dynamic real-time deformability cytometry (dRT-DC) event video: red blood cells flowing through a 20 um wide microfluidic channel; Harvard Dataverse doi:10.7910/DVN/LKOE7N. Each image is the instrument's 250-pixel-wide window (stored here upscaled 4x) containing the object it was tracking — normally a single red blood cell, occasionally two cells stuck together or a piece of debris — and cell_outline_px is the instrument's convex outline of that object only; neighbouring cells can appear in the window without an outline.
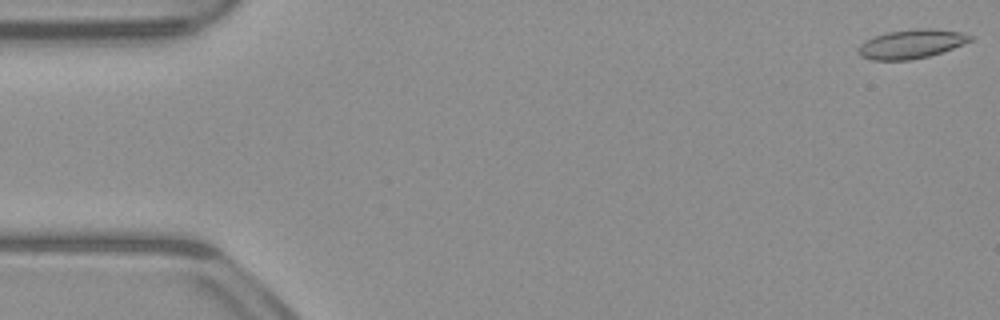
{"species": "common noctule bat (a hibernating species)", "species_latin": "Nyctalus noctula", "temperature_condition": "warm", "stored_images_in_passage": 52, "camera_frame_rate_fps": 3000, "um_per_image_px": 0.085, "animal": {"sex": "male", "body_mass_g": 23.1, "forearm_length_mm": 52.7}, "frame": {"image": 1, "passage_image": 1, "time_ms": 0.0, "image_size_px": [1000, 320], "cell_outline_px": [[972, 40], [964, 44], [928, 56], [908, 60], [872, 60], [860, 56], [856, 52], [856, 48], [860, 44], [872, 36], [888, 32], [916, 28], [936, 28], [964, 32], [972, 36]], "centroid_in_image_um": [77.44, 3.72], "position_along_channel_um": 7.6, "area_um2": 19.13}}
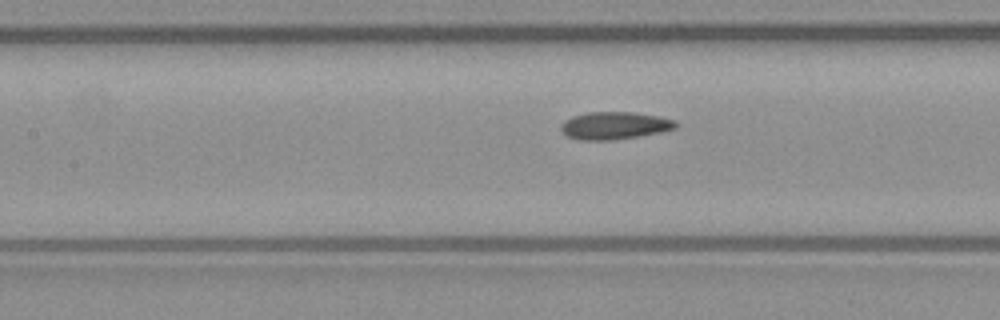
{"frame": {"image": 2, "passage_image": 23, "time_ms": 7.333, "image_size_px": [1000, 320], "cell_outline_px": [[680, 124], [676, 128], [660, 132], [612, 140], [580, 140], [568, 136], [560, 128], [560, 124], [564, 120], [572, 116], [588, 112], [632, 112], [660, 116], [676, 120]], "centroid_in_image_um": [52.25, 10.66], "position_along_channel_um": 155.1, "area_um2": 18.44}}
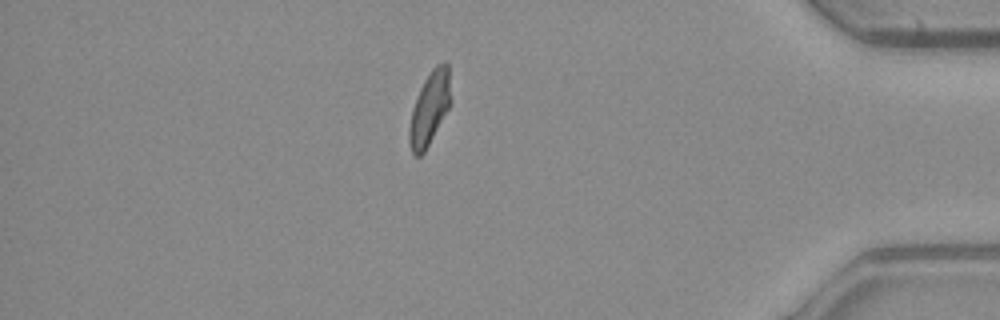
{"frame": {"image": 3, "passage_image": 45, "time_ms": 14.667, "image_size_px": [1000, 320], "cell_outline_px": [[452, 100], [448, 108], [424, 152], [420, 156], [416, 156], [412, 152], [408, 140], [408, 128], [412, 108], [420, 88], [424, 80], [432, 68], [436, 64], [444, 60], [448, 64]], "centroid_in_image_um": [36.51, 9.16], "position_along_channel_um": 398.7, "area_um2": 17.74}, "authors_computed_cell_mechanics": {"area_um2": 18.2359, "velocity_mm_per_s": 3.9061, "shape_relaxation_time_tau1_ms": 5.9973, "shape_relaxation_time_tau2_ms": 2.1196, "deformation_change_tau1": 0.1536, "deformation_change_tau2": 0.0842}}